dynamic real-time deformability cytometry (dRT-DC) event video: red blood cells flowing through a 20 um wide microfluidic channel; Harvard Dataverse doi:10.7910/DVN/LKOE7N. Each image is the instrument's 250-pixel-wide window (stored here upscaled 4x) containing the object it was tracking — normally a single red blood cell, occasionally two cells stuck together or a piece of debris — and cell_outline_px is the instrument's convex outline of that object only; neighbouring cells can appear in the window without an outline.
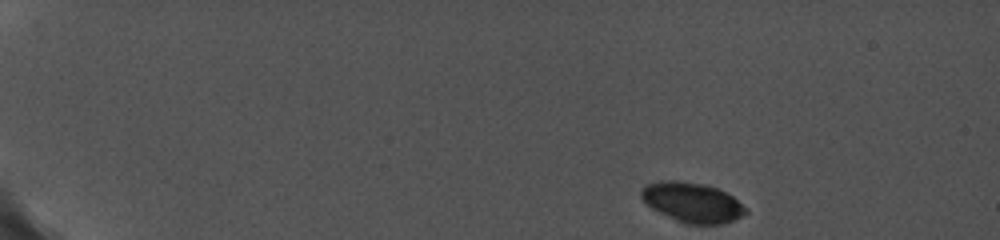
{"species": "common noctule bat (a hibernating species)", "species_latin": "Nyctalus noctula", "temperature_condition": "cold", "stored_images_in_passage": 17, "camera_frame_rate_fps": 5000, "um_per_image_px": 0.085, "animal": {"sex": "female", "body_mass_g": 19.0, "forearm_length_mm": 56.7}, "frame": {"image": 1, "passage_image": 1, "time_ms": 0.0, "image_size_px": [1000, 240], "cell_outline_px": [[748, 212], [724, 224], [684, 224], [652, 208], [640, 196], [640, 188], [644, 184], [660, 180], [676, 180], [708, 184], [732, 196], [748, 208]], "centroid_in_image_um": [58.82, 17.18], "position_along_channel_um": 26.2, "area_um2": 24.39}}
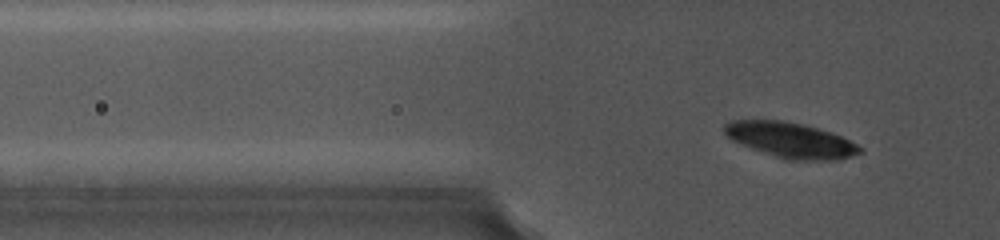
{"frame": {"image": 2, "passage_image": 15, "time_ms": 3.8, "image_size_px": [1000, 240], "cell_outline_px": [[864, 152], [852, 156], [836, 160], [784, 160], [752, 148], [732, 140], [724, 132], [724, 124], [732, 120], [784, 120], [804, 124], [832, 132], [864, 148]], "centroid_in_image_um": [67.24, 11.91], "position_along_channel_um": 58.6, "area_um2": 27.98}}